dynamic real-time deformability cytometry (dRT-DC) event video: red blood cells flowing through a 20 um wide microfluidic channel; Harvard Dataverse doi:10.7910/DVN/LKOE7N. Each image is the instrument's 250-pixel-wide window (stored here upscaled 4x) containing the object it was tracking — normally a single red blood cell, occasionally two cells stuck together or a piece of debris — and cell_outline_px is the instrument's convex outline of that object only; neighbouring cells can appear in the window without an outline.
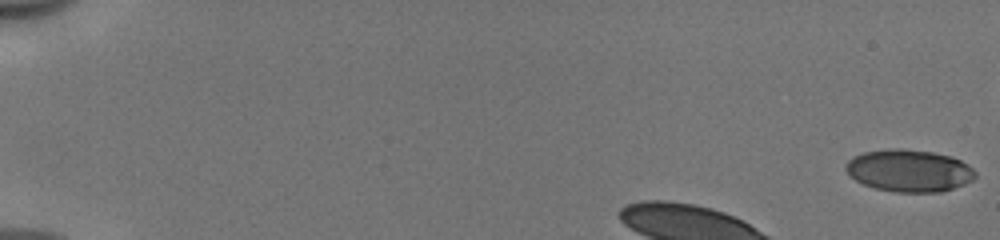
{"species": "human", "species_latin": "Homo sapiens", "temperature_condition": "cold", "stored_images_in_passage": 39, "camera_frame_rate_fps": 3000, "um_per_image_px": 0.085, "donor": {"sex": "male"}, "frame": {"image": 1, "passage_image": 1, "time_ms": 0.0, "image_size_px": [1000, 240], "cell_outline_px": [[976, 176], [972, 180], [964, 184], [940, 192], [896, 192], [876, 188], [864, 184], [856, 180], [844, 168], [844, 164], [852, 156], [864, 152], [888, 148], [900, 148], [932, 152], [952, 156], [960, 160], [972, 168], [976, 172]], "centroid_in_image_um": [77.26, 14.49], "position_along_channel_um": 7.7, "area_um2": 31.85}}
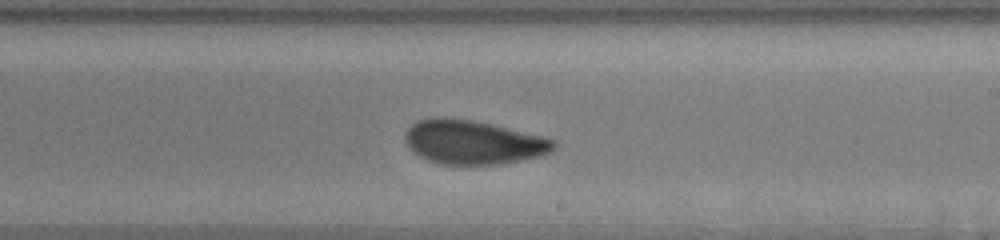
{"frame": {"image": 2, "passage_image": 26, "time_ms": 8.333, "image_size_px": [1000, 240], "cell_outline_px": [[556, 148], [552, 152], [540, 156], [500, 164], [440, 164], [428, 160], [412, 152], [408, 148], [404, 140], [404, 132], [416, 120], [432, 116], [444, 116], [472, 120], [492, 124], [544, 136], [556, 140]], "centroid_in_image_um": [40.19, 12.07], "position_along_channel_um": 248.8, "area_um2": 38.67}}
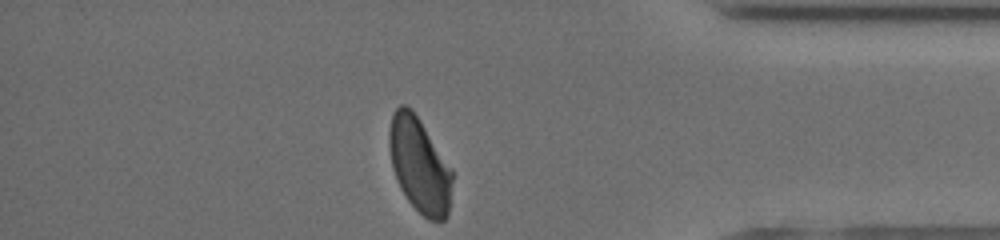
{"frame": {"image": 3, "passage_image": 39, "time_ms": 12.667, "image_size_px": [1000, 240], "cell_outline_px": [[452, 180], [448, 216], [444, 220], [428, 220], [408, 200], [400, 188], [392, 168], [388, 144], [388, 132], [392, 116], [396, 108], [400, 104], [404, 104], [412, 108], [452, 168]], "centroid_in_image_um": [35.64, 14.01], "position_along_channel_um": 399.6, "area_um2": 34.91}, "authors_computed_cell_mechanics": {"area_um2": 37.6856, "velocity_mm_per_s": 3.9492, "shape_relaxation_time_tau1_ms": 5.0142, "shape_relaxation_time_tau2_ms": 1.4057, "deformation_change_tau1": 0.1345, "deformation_change_tau2": 0.0657}}